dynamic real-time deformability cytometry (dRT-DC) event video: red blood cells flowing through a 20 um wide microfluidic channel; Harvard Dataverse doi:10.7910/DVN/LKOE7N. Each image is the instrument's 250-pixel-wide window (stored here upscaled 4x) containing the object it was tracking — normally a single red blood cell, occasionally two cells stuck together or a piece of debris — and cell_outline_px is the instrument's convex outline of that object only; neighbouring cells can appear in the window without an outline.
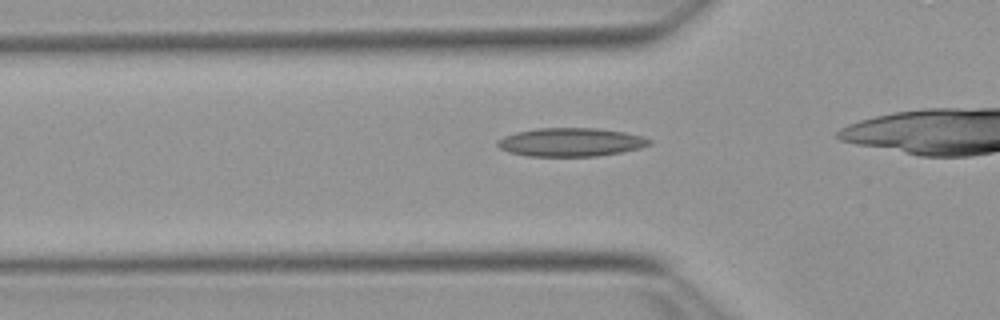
{"species": "Egyptian fruit bat (a non-hibernating species)", "species_latin": "Rousettus aegyptiacus", "temperature_condition": "warm", "stored_images_in_passage": 28, "camera_frame_rate_fps": 3000, "um_per_image_px": 0.085, "animal": {"sex": "female"}, "frame": {"image": 1, "passage_image": 3, "time_ms": 0.667, "image_size_px": [1000, 320], "cell_outline_px": [[652, 144], [640, 148], [620, 152], [596, 156], [528, 156], [508, 152], [500, 148], [496, 144], [496, 140], [504, 136], [516, 132], [536, 128], [596, 128], [624, 132], [640, 136], [652, 140]], "centroid_in_image_um": [48.48, 12.08], "position_along_channel_um": 77.3, "area_um2": 25.2}}
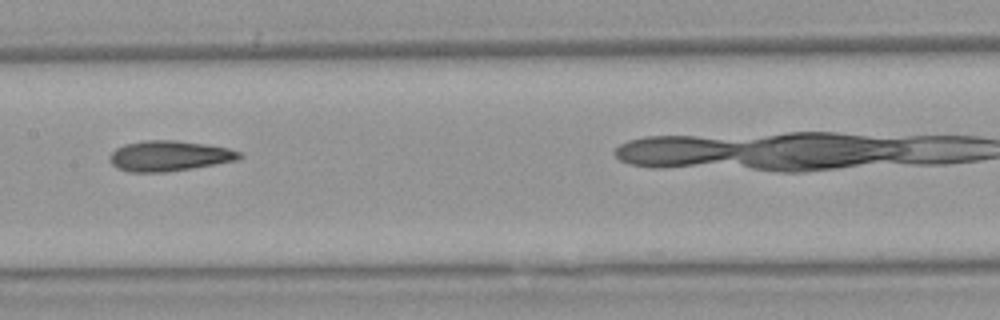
{"frame": {"image": 2, "passage_image": 12, "time_ms": 3.667, "image_size_px": [1000, 320], "cell_outline_px": [[244, 156], [236, 160], [216, 164], [192, 168], [164, 172], [128, 172], [116, 168], [108, 160], [112, 152], [116, 148], [124, 144], [144, 140], [176, 140], [204, 144], [228, 148], [240, 152]], "centroid_in_image_um": [14.35, 13.25], "position_along_channel_um": 193.1, "area_um2": 23.0}}
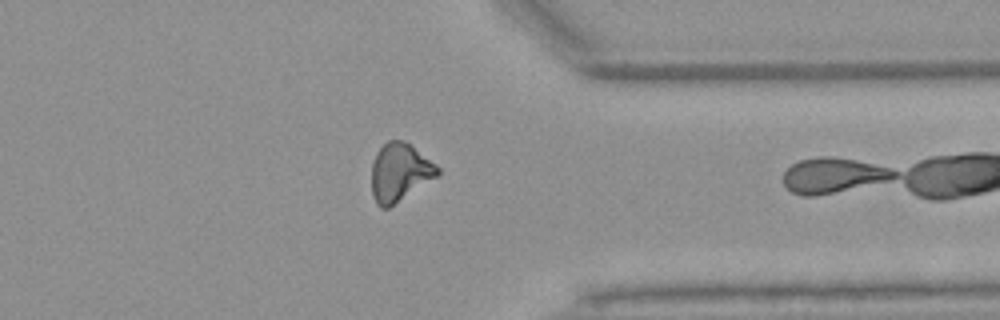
{"frame": {"image": 3, "passage_image": 27, "time_ms": 8.667, "image_size_px": [1000, 320], "cell_outline_px": [[440, 176], [388, 208], [380, 208], [376, 204], [372, 196], [372, 164], [376, 152], [388, 140], [404, 140], [436, 164], [440, 168]], "centroid_in_image_um": [33.99, 14.67], "position_along_channel_um": 377.4, "area_um2": 22.54}}